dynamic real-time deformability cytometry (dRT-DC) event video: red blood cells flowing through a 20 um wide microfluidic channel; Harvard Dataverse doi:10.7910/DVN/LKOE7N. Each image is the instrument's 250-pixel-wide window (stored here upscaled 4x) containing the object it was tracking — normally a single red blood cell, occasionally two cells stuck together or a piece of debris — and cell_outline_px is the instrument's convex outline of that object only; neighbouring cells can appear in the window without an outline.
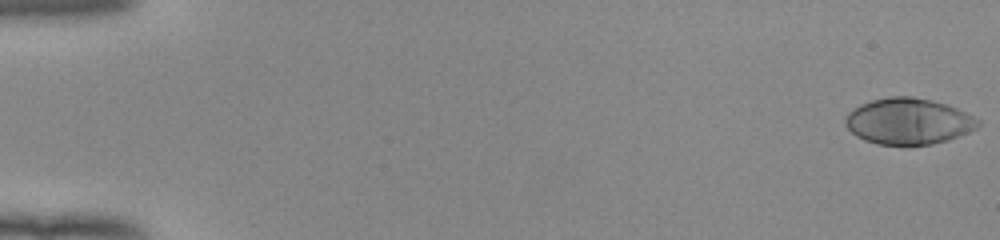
{"species": "human", "species_latin": "Homo sapiens", "temperature_condition": "room temperature", "stored_images_in_passage": 53, "camera_frame_rate_fps": 3000, "um_per_image_px": 0.085, "donor": {"sex": "female"}, "frame": {"image": 1, "passage_image": 1, "time_ms": 0.0, "image_size_px": [1000, 240], "cell_outline_px": [[980, 124], [976, 128], [968, 132], [948, 140], [932, 144], [876, 144], [864, 140], [856, 136], [844, 124], [844, 116], [848, 112], [860, 104], [872, 100], [888, 96], [912, 96], [932, 100], [948, 104], [980, 120]], "centroid_in_image_um": [77.18, 10.29], "position_along_channel_um": 7.8, "area_um2": 35.72}}
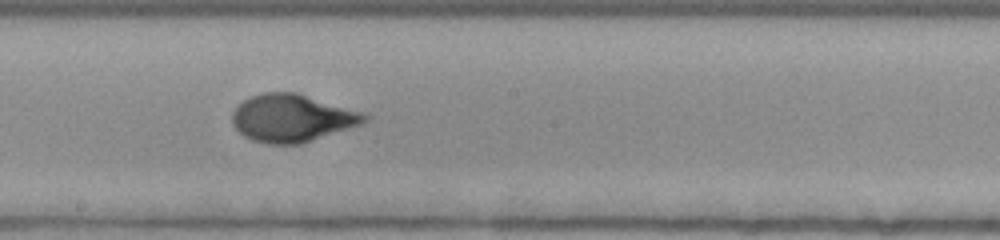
{"frame": {"image": 2, "passage_image": 31, "time_ms": 10.0, "image_size_px": [1000, 240], "cell_outline_px": [[372, 116], [364, 124], [300, 144], [268, 144], [252, 140], [244, 136], [232, 124], [232, 112], [244, 100], [252, 96], [264, 92], [296, 92], [364, 112]], "centroid_in_image_um": [24.88, 10.04], "position_along_channel_um": 223.3, "area_um2": 36.88}}
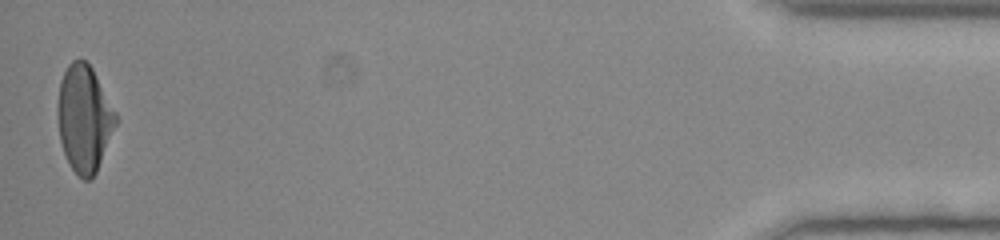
{"frame": {"image": 3, "passage_image": 53, "time_ms": 17.333, "image_size_px": [1000, 240], "cell_outline_px": [[120, 120], [96, 172], [88, 180], [84, 180], [72, 168], [64, 152], [60, 140], [56, 112], [56, 108], [60, 80], [68, 64], [72, 60], [84, 60], [92, 68], [116, 112]], "centroid_in_image_um": [7.17, 10.06], "position_along_channel_um": 428.0, "area_um2": 36.36}, "authors_computed_cell_mechanics": {"area_um2": 35.6626, "velocity_mm_per_s": 3.9276, "shape_relaxation_time_tau1_ms": 4.5439, "shape_relaxation_time_tau2_ms": null, "deformation_change_tau1": 0.2477, "deformation_change_tau2": null}}